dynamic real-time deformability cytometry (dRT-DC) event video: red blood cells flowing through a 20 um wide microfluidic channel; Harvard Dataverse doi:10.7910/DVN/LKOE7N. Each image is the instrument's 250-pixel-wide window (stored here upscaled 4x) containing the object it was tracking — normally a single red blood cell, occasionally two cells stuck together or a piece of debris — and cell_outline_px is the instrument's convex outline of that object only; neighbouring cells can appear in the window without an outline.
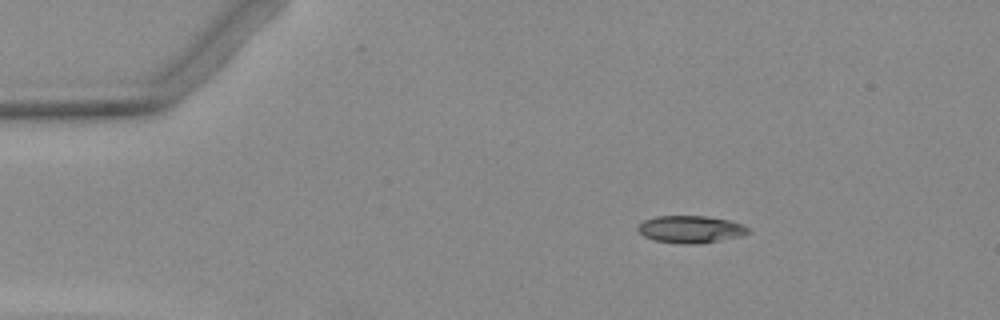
{"species": "Egyptian fruit bat (a non-hibernating species)", "species_latin": "Rousettus aegyptiacus", "temperature_condition": "warm", "stored_images_in_passage": 3, "camera_frame_rate_fps": 3000, "um_per_image_px": 0.085, "animal": {"sex": "female"}, "frame": {"image": 1, "passage_image": 1, "time_ms": 0.0, "image_size_px": [1000, 320], "cell_outline_px": [[752, 232], [744, 236], [696, 244], [680, 244], [656, 240], [644, 236], [636, 228], [644, 220], [656, 216], [704, 216], [728, 220], [740, 224], [748, 228]], "centroid_in_image_um": [58.72, 19.49], "position_along_channel_um": 26.3, "area_um2": 17.46}}